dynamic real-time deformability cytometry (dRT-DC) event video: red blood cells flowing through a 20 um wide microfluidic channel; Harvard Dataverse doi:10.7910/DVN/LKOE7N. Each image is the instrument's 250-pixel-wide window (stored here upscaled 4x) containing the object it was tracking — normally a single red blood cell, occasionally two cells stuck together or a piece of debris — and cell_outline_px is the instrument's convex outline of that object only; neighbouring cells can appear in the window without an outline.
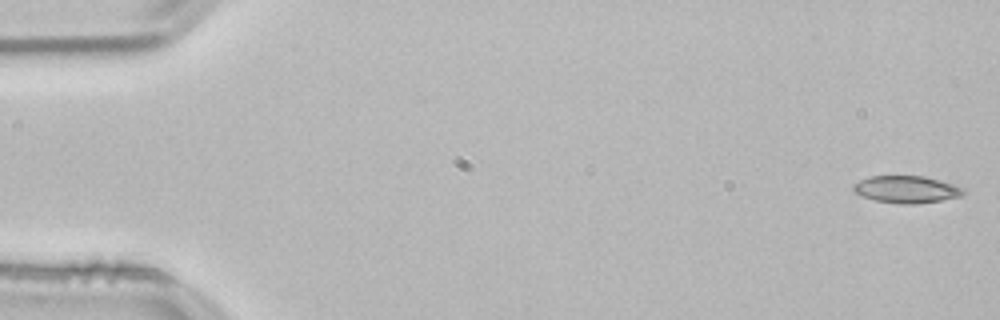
{"species": "common noctule bat (a hibernating species)", "species_latin": "Nyctalus noctula", "temperature_condition": "room temperature", "stored_images_in_passage": 53, "camera_frame_rate_fps": 3000, "um_per_image_px": 0.085, "animal": {"sex": "male", "body_mass_g": 21.5, "forearm_length_mm": 52.0}, "frame": {"image": 1, "passage_image": 1, "time_ms": 0.0, "image_size_px": [1000, 320], "cell_outline_px": [[968, 192], [960, 196], [940, 200], [912, 204], [900, 204], [876, 200], [860, 196], [852, 192], [852, 184], [868, 176], [924, 176], [940, 180], [964, 188]], "centroid_in_image_um": [77.01, 16.09], "position_along_channel_um": 8.0, "area_um2": 17.51}}
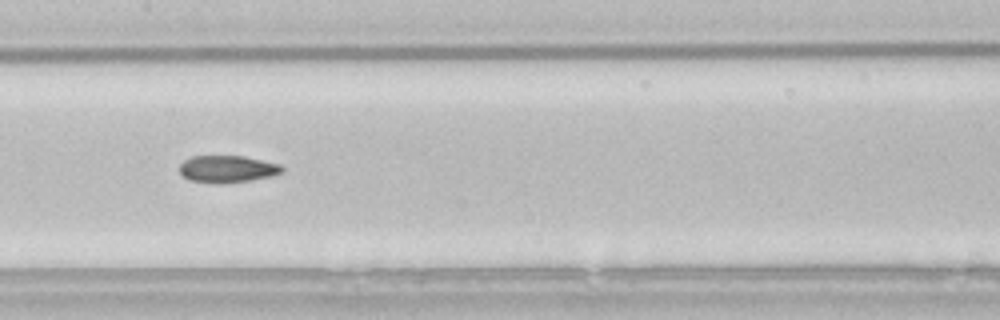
{"frame": {"image": 2, "passage_image": 26, "time_ms": 8.333, "image_size_px": [1000, 320], "cell_outline_px": [[284, 172], [272, 176], [248, 180], [220, 184], [188, 180], [180, 172], [180, 164], [184, 160], [192, 156], [244, 156], [280, 164], [284, 168]], "centroid_in_image_um": [19.33, 14.36], "position_along_channel_um": 188.1, "area_um2": 16.18}}
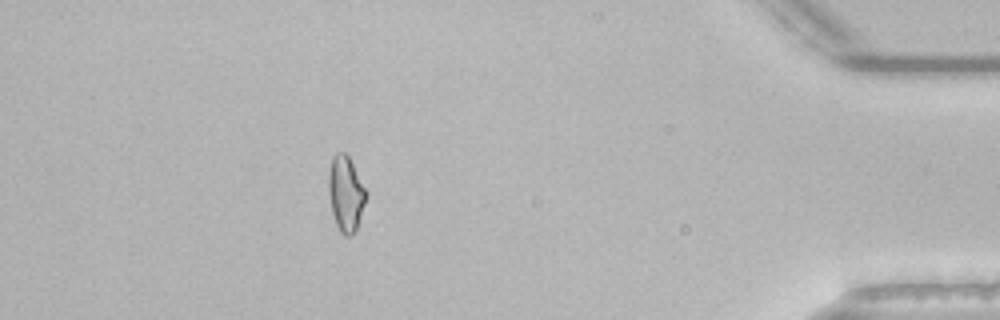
{"frame": {"image": 3, "passage_image": 47, "time_ms": 15.333, "image_size_px": [1000, 320], "cell_outline_px": [[368, 196], [356, 232], [352, 236], [344, 236], [340, 232], [336, 224], [332, 212], [328, 192], [328, 172], [332, 156], [336, 152], [344, 152], [348, 156], [368, 192]], "centroid_in_image_um": [29.4, 16.48], "position_along_channel_um": 405.8, "area_um2": 16.88}, "authors_computed_cell_mechanics": {"area_um2": 16.6464, "velocity_mm_per_s": 3.8413, "shape_relaxation_time_tau1_ms": null, "shape_relaxation_time_tau2_ms": 3.2868, "deformation_change_tau1": null, "deformation_change_tau2": 0.0816}}